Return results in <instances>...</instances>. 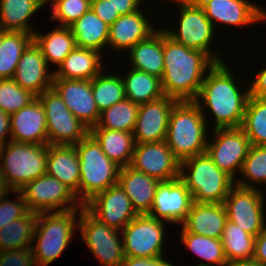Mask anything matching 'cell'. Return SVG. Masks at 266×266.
Returning a JSON list of instances; mask_svg holds the SVG:
<instances>
[{"instance_id":"obj_7","label":"cell","mask_w":266,"mask_h":266,"mask_svg":"<svg viewBox=\"0 0 266 266\" xmlns=\"http://www.w3.org/2000/svg\"><path fill=\"white\" fill-rule=\"evenodd\" d=\"M48 144L10 141L0 147V168L11 191L46 173Z\"/></svg>"},{"instance_id":"obj_40","label":"cell","mask_w":266,"mask_h":266,"mask_svg":"<svg viewBox=\"0 0 266 266\" xmlns=\"http://www.w3.org/2000/svg\"><path fill=\"white\" fill-rule=\"evenodd\" d=\"M139 105L125 98L100 112L96 126L109 130H119L133 133L136 125Z\"/></svg>"},{"instance_id":"obj_54","label":"cell","mask_w":266,"mask_h":266,"mask_svg":"<svg viewBox=\"0 0 266 266\" xmlns=\"http://www.w3.org/2000/svg\"><path fill=\"white\" fill-rule=\"evenodd\" d=\"M168 1H170L169 3L173 2L174 5H175V3L177 5H182V4H193V3H196L198 0H168Z\"/></svg>"},{"instance_id":"obj_36","label":"cell","mask_w":266,"mask_h":266,"mask_svg":"<svg viewBox=\"0 0 266 266\" xmlns=\"http://www.w3.org/2000/svg\"><path fill=\"white\" fill-rule=\"evenodd\" d=\"M181 243L199 256L204 262L200 265L209 266H227L228 262L224 254V248L221 239L210 238L203 235H197L191 232H180Z\"/></svg>"},{"instance_id":"obj_38","label":"cell","mask_w":266,"mask_h":266,"mask_svg":"<svg viewBox=\"0 0 266 266\" xmlns=\"http://www.w3.org/2000/svg\"><path fill=\"white\" fill-rule=\"evenodd\" d=\"M255 238L227 220L221 237L227 262L253 258Z\"/></svg>"},{"instance_id":"obj_33","label":"cell","mask_w":266,"mask_h":266,"mask_svg":"<svg viewBox=\"0 0 266 266\" xmlns=\"http://www.w3.org/2000/svg\"><path fill=\"white\" fill-rule=\"evenodd\" d=\"M121 77L126 98L135 104H146L164 96L158 77L134 68H129Z\"/></svg>"},{"instance_id":"obj_21","label":"cell","mask_w":266,"mask_h":266,"mask_svg":"<svg viewBox=\"0 0 266 266\" xmlns=\"http://www.w3.org/2000/svg\"><path fill=\"white\" fill-rule=\"evenodd\" d=\"M54 71H50L41 49L33 41L21 55L13 80L38 96L52 88Z\"/></svg>"},{"instance_id":"obj_10","label":"cell","mask_w":266,"mask_h":266,"mask_svg":"<svg viewBox=\"0 0 266 266\" xmlns=\"http://www.w3.org/2000/svg\"><path fill=\"white\" fill-rule=\"evenodd\" d=\"M37 98L45 111L49 145H75L90 133V129L70 112L53 88Z\"/></svg>"},{"instance_id":"obj_28","label":"cell","mask_w":266,"mask_h":266,"mask_svg":"<svg viewBox=\"0 0 266 266\" xmlns=\"http://www.w3.org/2000/svg\"><path fill=\"white\" fill-rule=\"evenodd\" d=\"M127 52L131 68L161 79L164 71L163 28L158 27L148 38L138 42Z\"/></svg>"},{"instance_id":"obj_47","label":"cell","mask_w":266,"mask_h":266,"mask_svg":"<svg viewBox=\"0 0 266 266\" xmlns=\"http://www.w3.org/2000/svg\"><path fill=\"white\" fill-rule=\"evenodd\" d=\"M120 266H176L170 260L167 261L166 257L157 256L151 258L145 257H125Z\"/></svg>"},{"instance_id":"obj_2","label":"cell","mask_w":266,"mask_h":266,"mask_svg":"<svg viewBox=\"0 0 266 266\" xmlns=\"http://www.w3.org/2000/svg\"><path fill=\"white\" fill-rule=\"evenodd\" d=\"M163 60L162 91L178 102L195 101L206 72L215 64L205 52L175 42L164 30Z\"/></svg>"},{"instance_id":"obj_5","label":"cell","mask_w":266,"mask_h":266,"mask_svg":"<svg viewBox=\"0 0 266 266\" xmlns=\"http://www.w3.org/2000/svg\"><path fill=\"white\" fill-rule=\"evenodd\" d=\"M180 178L197 203H224L235 180L219 169L207 153L180 162Z\"/></svg>"},{"instance_id":"obj_55","label":"cell","mask_w":266,"mask_h":266,"mask_svg":"<svg viewBox=\"0 0 266 266\" xmlns=\"http://www.w3.org/2000/svg\"><path fill=\"white\" fill-rule=\"evenodd\" d=\"M42 2H43V4L44 5H46L47 6V4H49L51 1H53V0H41Z\"/></svg>"},{"instance_id":"obj_53","label":"cell","mask_w":266,"mask_h":266,"mask_svg":"<svg viewBox=\"0 0 266 266\" xmlns=\"http://www.w3.org/2000/svg\"><path fill=\"white\" fill-rule=\"evenodd\" d=\"M11 189L8 187L6 181H5V177L1 171L0 168V198H2L5 194L7 193H11Z\"/></svg>"},{"instance_id":"obj_42","label":"cell","mask_w":266,"mask_h":266,"mask_svg":"<svg viewBox=\"0 0 266 266\" xmlns=\"http://www.w3.org/2000/svg\"><path fill=\"white\" fill-rule=\"evenodd\" d=\"M37 96L13 79H0V109L11 115L30 104Z\"/></svg>"},{"instance_id":"obj_45","label":"cell","mask_w":266,"mask_h":266,"mask_svg":"<svg viewBox=\"0 0 266 266\" xmlns=\"http://www.w3.org/2000/svg\"><path fill=\"white\" fill-rule=\"evenodd\" d=\"M0 266H36L32 248L1 251Z\"/></svg>"},{"instance_id":"obj_24","label":"cell","mask_w":266,"mask_h":266,"mask_svg":"<svg viewBox=\"0 0 266 266\" xmlns=\"http://www.w3.org/2000/svg\"><path fill=\"white\" fill-rule=\"evenodd\" d=\"M227 220L223 203L194 202L180 230L221 239Z\"/></svg>"},{"instance_id":"obj_29","label":"cell","mask_w":266,"mask_h":266,"mask_svg":"<svg viewBox=\"0 0 266 266\" xmlns=\"http://www.w3.org/2000/svg\"><path fill=\"white\" fill-rule=\"evenodd\" d=\"M44 6L41 0H0V30L34 34L29 21Z\"/></svg>"},{"instance_id":"obj_23","label":"cell","mask_w":266,"mask_h":266,"mask_svg":"<svg viewBox=\"0 0 266 266\" xmlns=\"http://www.w3.org/2000/svg\"><path fill=\"white\" fill-rule=\"evenodd\" d=\"M11 141L48 144L46 115L38 98L10 115Z\"/></svg>"},{"instance_id":"obj_20","label":"cell","mask_w":266,"mask_h":266,"mask_svg":"<svg viewBox=\"0 0 266 266\" xmlns=\"http://www.w3.org/2000/svg\"><path fill=\"white\" fill-rule=\"evenodd\" d=\"M178 101L174 98H162L139 105L134 141L140 143H157L166 140L169 116Z\"/></svg>"},{"instance_id":"obj_51","label":"cell","mask_w":266,"mask_h":266,"mask_svg":"<svg viewBox=\"0 0 266 266\" xmlns=\"http://www.w3.org/2000/svg\"><path fill=\"white\" fill-rule=\"evenodd\" d=\"M10 141H11L10 115L0 109V147L4 146Z\"/></svg>"},{"instance_id":"obj_34","label":"cell","mask_w":266,"mask_h":266,"mask_svg":"<svg viewBox=\"0 0 266 266\" xmlns=\"http://www.w3.org/2000/svg\"><path fill=\"white\" fill-rule=\"evenodd\" d=\"M33 42V34L1 30L0 79H13L18 62Z\"/></svg>"},{"instance_id":"obj_35","label":"cell","mask_w":266,"mask_h":266,"mask_svg":"<svg viewBox=\"0 0 266 266\" xmlns=\"http://www.w3.org/2000/svg\"><path fill=\"white\" fill-rule=\"evenodd\" d=\"M37 222V213L28 211L24 216L7 223L0 229V252L31 247Z\"/></svg>"},{"instance_id":"obj_32","label":"cell","mask_w":266,"mask_h":266,"mask_svg":"<svg viewBox=\"0 0 266 266\" xmlns=\"http://www.w3.org/2000/svg\"><path fill=\"white\" fill-rule=\"evenodd\" d=\"M33 41L41 49L48 66L53 63L56 68L76 47L71 28L57 25L45 34L36 30Z\"/></svg>"},{"instance_id":"obj_30","label":"cell","mask_w":266,"mask_h":266,"mask_svg":"<svg viewBox=\"0 0 266 266\" xmlns=\"http://www.w3.org/2000/svg\"><path fill=\"white\" fill-rule=\"evenodd\" d=\"M90 134L100 144L102 151L110 160L121 168L130 166L135 147L133 133L92 127Z\"/></svg>"},{"instance_id":"obj_56","label":"cell","mask_w":266,"mask_h":266,"mask_svg":"<svg viewBox=\"0 0 266 266\" xmlns=\"http://www.w3.org/2000/svg\"><path fill=\"white\" fill-rule=\"evenodd\" d=\"M90 5H92L94 2H97L98 0H86Z\"/></svg>"},{"instance_id":"obj_48","label":"cell","mask_w":266,"mask_h":266,"mask_svg":"<svg viewBox=\"0 0 266 266\" xmlns=\"http://www.w3.org/2000/svg\"><path fill=\"white\" fill-rule=\"evenodd\" d=\"M264 67L257 74L255 72L256 78L249 81V91L250 96L266 101V63Z\"/></svg>"},{"instance_id":"obj_16","label":"cell","mask_w":266,"mask_h":266,"mask_svg":"<svg viewBox=\"0 0 266 266\" xmlns=\"http://www.w3.org/2000/svg\"><path fill=\"white\" fill-rule=\"evenodd\" d=\"M252 0H198L207 18L212 22L216 31L220 24L232 27H250L266 20V10ZM218 29H217V25Z\"/></svg>"},{"instance_id":"obj_3","label":"cell","mask_w":266,"mask_h":266,"mask_svg":"<svg viewBox=\"0 0 266 266\" xmlns=\"http://www.w3.org/2000/svg\"><path fill=\"white\" fill-rule=\"evenodd\" d=\"M208 128L200 107L194 101H180L170 112L165 141L181 162L206 153Z\"/></svg>"},{"instance_id":"obj_4","label":"cell","mask_w":266,"mask_h":266,"mask_svg":"<svg viewBox=\"0 0 266 266\" xmlns=\"http://www.w3.org/2000/svg\"><path fill=\"white\" fill-rule=\"evenodd\" d=\"M80 211L81 208H76L66 212L37 214L31 245L36 266H47L62 255L74 240L75 231H79Z\"/></svg>"},{"instance_id":"obj_44","label":"cell","mask_w":266,"mask_h":266,"mask_svg":"<svg viewBox=\"0 0 266 266\" xmlns=\"http://www.w3.org/2000/svg\"><path fill=\"white\" fill-rule=\"evenodd\" d=\"M16 194L15 200H10L5 194L0 198V229L9 222L24 216L29 210L26 205L24 196L20 191H12Z\"/></svg>"},{"instance_id":"obj_50","label":"cell","mask_w":266,"mask_h":266,"mask_svg":"<svg viewBox=\"0 0 266 266\" xmlns=\"http://www.w3.org/2000/svg\"><path fill=\"white\" fill-rule=\"evenodd\" d=\"M253 258L266 266V227L255 238Z\"/></svg>"},{"instance_id":"obj_15","label":"cell","mask_w":266,"mask_h":266,"mask_svg":"<svg viewBox=\"0 0 266 266\" xmlns=\"http://www.w3.org/2000/svg\"><path fill=\"white\" fill-rule=\"evenodd\" d=\"M193 203V196L180 177L161 181L157 185L153 205L147 215L180 227Z\"/></svg>"},{"instance_id":"obj_46","label":"cell","mask_w":266,"mask_h":266,"mask_svg":"<svg viewBox=\"0 0 266 266\" xmlns=\"http://www.w3.org/2000/svg\"><path fill=\"white\" fill-rule=\"evenodd\" d=\"M91 9L109 27L120 16L118 12L114 11V6L112 5L111 0H98L91 5Z\"/></svg>"},{"instance_id":"obj_19","label":"cell","mask_w":266,"mask_h":266,"mask_svg":"<svg viewBox=\"0 0 266 266\" xmlns=\"http://www.w3.org/2000/svg\"><path fill=\"white\" fill-rule=\"evenodd\" d=\"M52 88L70 112L89 129L96 126L100 112L96 106L90 80L53 78Z\"/></svg>"},{"instance_id":"obj_25","label":"cell","mask_w":266,"mask_h":266,"mask_svg":"<svg viewBox=\"0 0 266 266\" xmlns=\"http://www.w3.org/2000/svg\"><path fill=\"white\" fill-rule=\"evenodd\" d=\"M79 155L74 145H49L46 174L66 185L79 201Z\"/></svg>"},{"instance_id":"obj_17","label":"cell","mask_w":266,"mask_h":266,"mask_svg":"<svg viewBox=\"0 0 266 266\" xmlns=\"http://www.w3.org/2000/svg\"><path fill=\"white\" fill-rule=\"evenodd\" d=\"M130 167L160 182L180 177V161L173 155L166 141L135 143Z\"/></svg>"},{"instance_id":"obj_26","label":"cell","mask_w":266,"mask_h":266,"mask_svg":"<svg viewBox=\"0 0 266 266\" xmlns=\"http://www.w3.org/2000/svg\"><path fill=\"white\" fill-rule=\"evenodd\" d=\"M159 182L130 166L122 167L118 177L119 185L129 197L131 205L138 215L150 212Z\"/></svg>"},{"instance_id":"obj_18","label":"cell","mask_w":266,"mask_h":266,"mask_svg":"<svg viewBox=\"0 0 266 266\" xmlns=\"http://www.w3.org/2000/svg\"><path fill=\"white\" fill-rule=\"evenodd\" d=\"M84 207L100 222L120 231L138 215L119 183L96 194Z\"/></svg>"},{"instance_id":"obj_1","label":"cell","mask_w":266,"mask_h":266,"mask_svg":"<svg viewBox=\"0 0 266 266\" xmlns=\"http://www.w3.org/2000/svg\"><path fill=\"white\" fill-rule=\"evenodd\" d=\"M231 68L226 61L215 63L206 72L194 101L200 107L208 126L212 122L208 116L213 117V129L240 128L243 122L250 91L249 87L245 89L240 86L243 82L238 83L240 80H236Z\"/></svg>"},{"instance_id":"obj_9","label":"cell","mask_w":266,"mask_h":266,"mask_svg":"<svg viewBox=\"0 0 266 266\" xmlns=\"http://www.w3.org/2000/svg\"><path fill=\"white\" fill-rule=\"evenodd\" d=\"M81 240L88 246L101 266H120L125 259L120 230L95 218L84 206L79 216Z\"/></svg>"},{"instance_id":"obj_31","label":"cell","mask_w":266,"mask_h":266,"mask_svg":"<svg viewBox=\"0 0 266 266\" xmlns=\"http://www.w3.org/2000/svg\"><path fill=\"white\" fill-rule=\"evenodd\" d=\"M76 47L102 51L108 48L109 26L90 8L70 26ZM105 47V48H104Z\"/></svg>"},{"instance_id":"obj_39","label":"cell","mask_w":266,"mask_h":266,"mask_svg":"<svg viewBox=\"0 0 266 266\" xmlns=\"http://www.w3.org/2000/svg\"><path fill=\"white\" fill-rule=\"evenodd\" d=\"M235 184L246 188L266 190L264 186L266 184V145H251ZM260 184L264 186L263 189Z\"/></svg>"},{"instance_id":"obj_11","label":"cell","mask_w":266,"mask_h":266,"mask_svg":"<svg viewBox=\"0 0 266 266\" xmlns=\"http://www.w3.org/2000/svg\"><path fill=\"white\" fill-rule=\"evenodd\" d=\"M19 191L24 196L28 210L37 214L66 212L83 207L66 185L46 173Z\"/></svg>"},{"instance_id":"obj_41","label":"cell","mask_w":266,"mask_h":266,"mask_svg":"<svg viewBox=\"0 0 266 266\" xmlns=\"http://www.w3.org/2000/svg\"><path fill=\"white\" fill-rule=\"evenodd\" d=\"M240 128L246 133L251 145H266V101L249 97Z\"/></svg>"},{"instance_id":"obj_27","label":"cell","mask_w":266,"mask_h":266,"mask_svg":"<svg viewBox=\"0 0 266 266\" xmlns=\"http://www.w3.org/2000/svg\"><path fill=\"white\" fill-rule=\"evenodd\" d=\"M102 59L98 51L75 47L55 68L53 78L91 81L104 69Z\"/></svg>"},{"instance_id":"obj_37","label":"cell","mask_w":266,"mask_h":266,"mask_svg":"<svg viewBox=\"0 0 266 266\" xmlns=\"http://www.w3.org/2000/svg\"><path fill=\"white\" fill-rule=\"evenodd\" d=\"M105 70L91 80V89L99 112L126 98L121 75L116 72L107 74Z\"/></svg>"},{"instance_id":"obj_49","label":"cell","mask_w":266,"mask_h":266,"mask_svg":"<svg viewBox=\"0 0 266 266\" xmlns=\"http://www.w3.org/2000/svg\"><path fill=\"white\" fill-rule=\"evenodd\" d=\"M114 6V11L120 15H127L143 9L144 1L146 0H111ZM142 5V6H141Z\"/></svg>"},{"instance_id":"obj_52","label":"cell","mask_w":266,"mask_h":266,"mask_svg":"<svg viewBox=\"0 0 266 266\" xmlns=\"http://www.w3.org/2000/svg\"><path fill=\"white\" fill-rule=\"evenodd\" d=\"M227 266H265L254 258L232 261Z\"/></svg>"},{"instance_id":"obj_6","label":"cell","mask_w":266,"mask_h":266,"mask_svg":"<svg viewBox=\"0 0 266 266\" xmlns=\"http://www.w3.org/2000/svg\"><path fill=\"white\" fill-rule=\"evenodd\" d=\"M74 146L80 163L79 202L84 206L96 194L118 183L121 167L104 154L90 133Z\"/></svg>"},{"instance_id":"obj_13","label":"cell","mask_w":266,"mask_h":266,"mask_svg":"<svg viewBox=\"0 0 266 266\" xmlns=\"http://www.w3.org/2000/svg\"><path fill=\"white\" fill-rule=\"evenodd\" d=\"M265 197L263 190L235 184L223 203L227 219L256 237L266 227Z\"/></svg>"},{"instance_id":"obj_43","label":"cell","mask_w":266,"mask_h":266,"mask_svg":"<svg viewBox=\"0 0 266 266\" xmlns=\"http://www.w3.org/2000/svg\"><path fill=\"white\" fill-rule=\"evenodd\" d=\"M50 6V21L61 27H70L91 8L86 0H53Z\"/></svg>"},{"instance_id":"obj_8","label":"cell","mask_w":266,"mask_h":266,"mask_svg":"<svg viewBox=\"0 0 266 266\" xmlns=\"http://www.w3.org/2000/svg\"><path fill=\"white\" fill-rule=\"evenodd\" d=\"M179 9L175 30L164 29V32L175 42L186 46L187 48L205 52L215 63L223 62L220 52L215 53L211 49L215 45V36L217 33L212 22L207 18L202 7L196 2L193 4L176 5ZM211 49V50H210ZM213 52V53H212ZM219 56H218V55Z\"/></svg>"},{"instance_id":"obj_14","label":"cell","mask_w":266,"mask_h":266,"mask_svg":"<svg viewBox=\"0 0 266 266\" xmlns=\"http://www.w3.org/2000/svg\"><path fill=\"white\" fill-rule=\"evenodd\" d=\"M167 222L137 215L122 230L125 257H157L163 255Z\"/></svg>"},{"instance_id":"obj_22","label":"cell","mask_w":266,"mask_h":266,"mask_svg":"<svg viewBox=\"0 0 266 266\" xmlns=\"http://www.w3.org/2000/svg\"><path fill=\"white\" fill-rule=\"evenodd\" d=\"M143 12L139 9L131 14L120 15L109 27L108 47L112 51L127 52L158 29L150 22V15L146 16V12Z\"/></svg>"},{"instance_id":"obj_12","label":"cell","mask_w":266,"mask_h":266,"mask_svg":"<svg viewBox=\"0 0 266 266\" xmlns=\"http://www.w3.org/2000/svg\"><path fill=\"white\" fill-rule=\"evenodd\" d=\"M208 136L206 153L219 169L236 180L251 147L246 133L241 128H217Z\"/></svg>"}]
</instances>
